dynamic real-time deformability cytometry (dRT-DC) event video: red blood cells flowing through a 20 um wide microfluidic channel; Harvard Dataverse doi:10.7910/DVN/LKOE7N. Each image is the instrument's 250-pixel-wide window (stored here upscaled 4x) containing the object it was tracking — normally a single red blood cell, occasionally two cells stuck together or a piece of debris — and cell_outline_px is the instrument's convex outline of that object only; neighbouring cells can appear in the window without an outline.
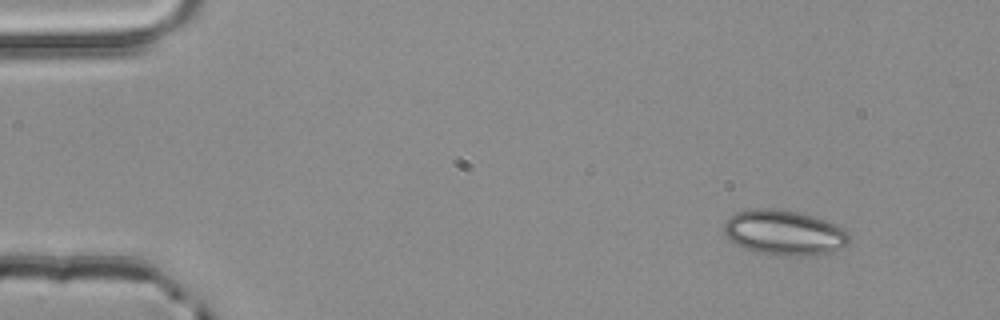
{"species": "common noctule bat (a hibernating species)", "species_latin": "Nyctalus noctula", "temperature_condition": "room temperature", "stored_images_in_passage": 3, "camera_frame_rate_fps": 3000, "um_per_image_px": 0.085, "animal": {"sex": "male", "body_mass_g": 20.4}, "frame": {"image": 1, "passage_image": 1, "time_ms": 0.0, "image_size_px": [1000, 320], "cell_outline_px": [[848, 244], [840, 248], [816, 256], [796, 256], [752, 252], [736, 244], [724, 232], [724, 224], [736, 212], [752, 208], [772, 208], [804, 212], [836, 224], [844, 228], [848, 232]], "centroid_in_image_um": [66.68, 19.76], "position_along_channel_um": 18.3, "area_um2": 33.06}}